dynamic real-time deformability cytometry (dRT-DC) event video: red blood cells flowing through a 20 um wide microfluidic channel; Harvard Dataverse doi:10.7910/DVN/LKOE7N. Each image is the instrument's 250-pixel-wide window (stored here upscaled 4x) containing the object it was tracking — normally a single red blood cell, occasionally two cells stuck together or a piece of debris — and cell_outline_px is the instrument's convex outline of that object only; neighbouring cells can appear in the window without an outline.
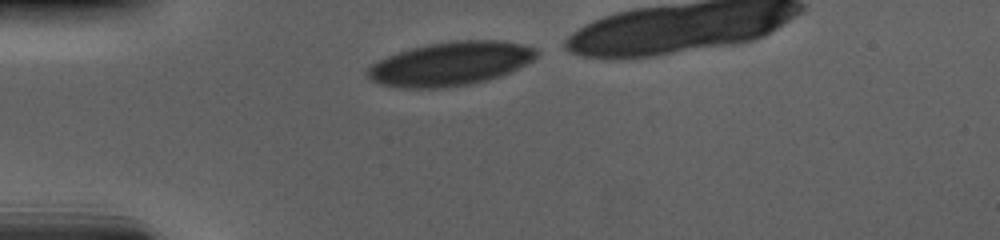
{"species": "human", "species_latin": "Homo sapiens", "temperature_condition": "cold", "stored_images_in_passage": 32, "camera_frame_rate_fps": 3000, "um_per_image_px": 0.085, "donor": {"sex": "male"}, "frame": {"image": 1, "passage_image": 1, "time_ms": 0.0, "image_size_px": [1000, 240], "cell_outline_px": [[540, 52], [532, 60], [500, 76], [488, 80], [472, 84], [444, 88], [404, 88], [380, 84], [372, 80], [364, 72], [372, 64], [388, 56], [412, 48], [428, 44], [456, 40], [504, 40], [524, 44], [536, 48]], "centroid_in_image_um": [38.31, 5.41], "position_along_channel_um": 46.7, "area_um2": 43.0}}
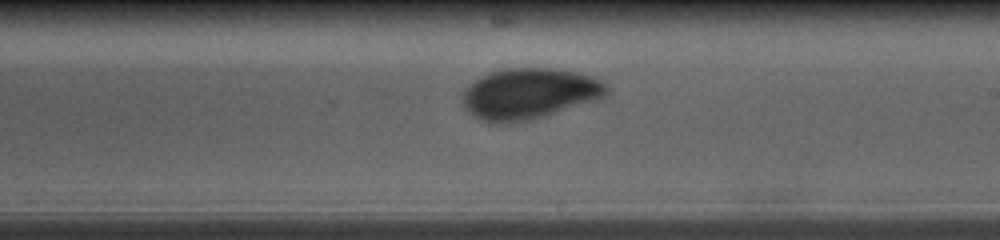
{"frame": {"image": 2, "passage_image": 19, "time_ms": 6.0, "image_size_px": [1000, 240], "cell_outline_px": [[612, 92], [608, 96], [596, 100], [532, 120], [508, 124], [496, 124], [480, 120], [464, 108], [464, 88], [472, 80], [488, 72], [508, 68], [548, 68], [576, 72], [592, 76], [608, 84], [612, 88]], "centroid_in_image_um": [45.01, 7.97], "position_along_channel_um": 244.0, "area_um2": 43.41}}
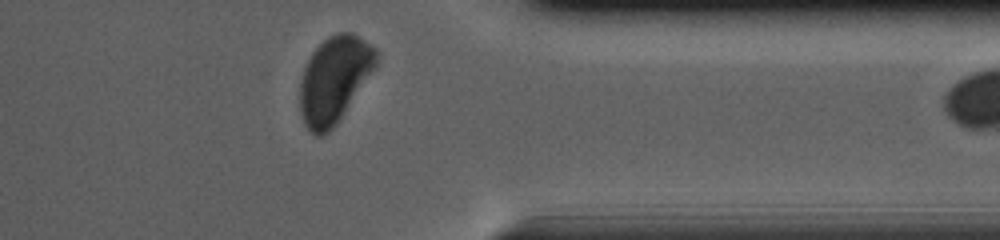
{"frame": {"image": 3, "passage_image": 31, "time_ms": 10.0, "image_size_px": [1000, 240], "cell_outline_px": [[380, 56], [376, 68], [336, 124], [324, 136], [316, 136], [304, 124], [300, 116], [300, 80], [304, 68], [312, 52], [328, 36], [340, 32], [352, 32], [376, 48], [380, 52]], "centroid_in_image_um": [28.44, 6.75], "position_along_channel_um": 383.0, "area_um2": 38.61}}